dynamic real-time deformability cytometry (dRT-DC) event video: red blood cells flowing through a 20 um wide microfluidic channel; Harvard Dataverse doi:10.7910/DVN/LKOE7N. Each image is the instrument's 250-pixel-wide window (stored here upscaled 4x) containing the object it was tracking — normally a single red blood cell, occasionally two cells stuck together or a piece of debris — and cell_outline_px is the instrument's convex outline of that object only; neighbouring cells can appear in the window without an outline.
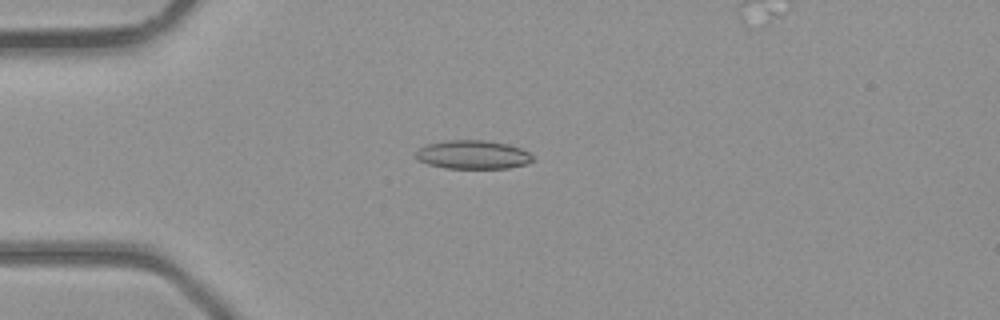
{"species": "common noctule bat (a hibernating species)", "species_latin": "Nyctalus noctula", "temperature_condition": "room temperature", "stored_images_in_passage": 5, "camera_frame_rate_fps": 3000, "um_per_image_px": 0.085, "animal": {"sex": "male", "body_mass_g": 23.1, "forearm_length_mm": 52.7}, "frame": {"image": 1, "passage_image": 4, "time_ms": 3.667, "image_size_px": [1000, 320], "cell_outline_px": [[536, 160], [528, 164], [508, 168], [444, 168], [428, 164], [416, 160], [416, 152], [424, 144], [448, 140], [484, 140], [508, 144], [520, 148], [528, 152]], "centroid_in_image_um": [40.2, 13.15], "position_along_channel_um": 44.8, "area_um2": 19.71}}